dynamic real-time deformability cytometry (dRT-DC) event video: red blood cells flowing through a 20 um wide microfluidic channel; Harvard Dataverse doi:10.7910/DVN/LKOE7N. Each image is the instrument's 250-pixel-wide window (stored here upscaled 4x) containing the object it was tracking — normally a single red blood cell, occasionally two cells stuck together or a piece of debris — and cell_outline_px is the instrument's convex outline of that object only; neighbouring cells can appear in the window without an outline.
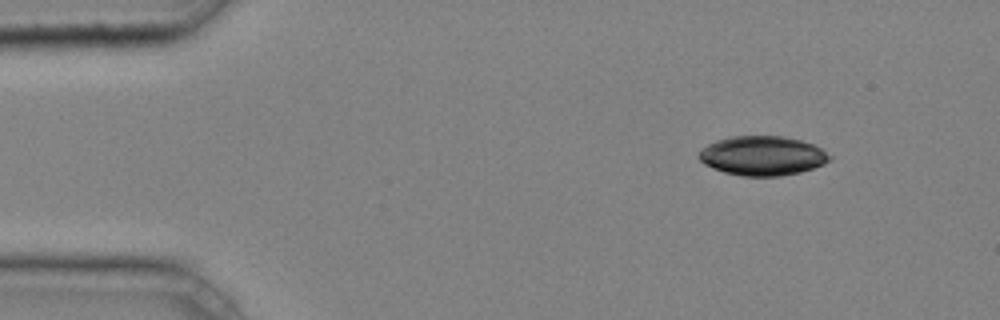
{"species": "common noctule bat (a hibernating species)", "species_latin": "Nyctalus noctula", "temperature_condition": "cold", "stored_images_in_passage": 40, "camera_frame_rate_fps": 3000, "um_per_image_px": 0.085, "animal": {"sex": "male", "body_mass_g": 20.4}, "frame": {"image": 1, "passage_image": 1, "time_ms": 0.0, "image_size_px": [1000, 320], "cell_outline_px": [[832, 160], [824, 164], [800, 172], [780, 176], [740, 176], [724, 172], [712, 168], [704, 164], [696, 156], [700, 148], [716, 140], [732, 136], [784, 136], [800, 140], [812, 144], [820, 148], [832, 156]], "centroid_in_image_um": [64.78, 13.24], "position_along_channel_um": 20.2, "area_um2": 30.23}}
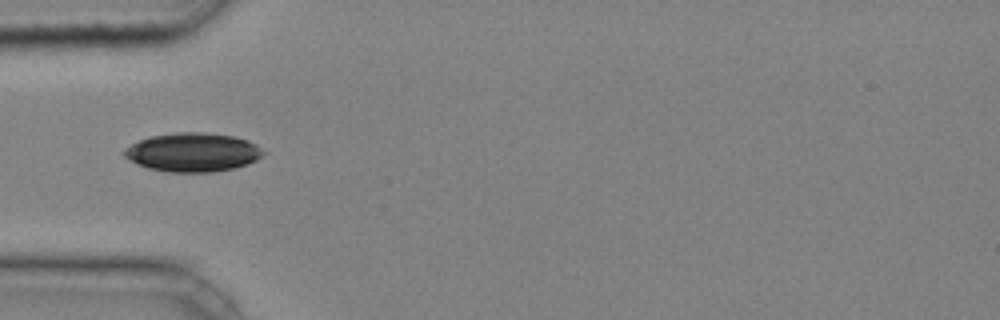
{"frame": {"image": 2, "passage_image": 10, "time_ms": 3.0, "image_size_px": [1000, 320], "cell_outline_px": [[268, 152], [256, 160], [232, 168], [212, 172], [172, 172], [148, 168], [124, 156], [124, 148], [140, 140], [152, 136], [176, 132], [204, 132], [232, 136], [248, 140], [256, 144]], "centroid_in_image_um": [16.43, 12.93], "position_along_channel_um": 68.6, "area_um2": 31.15}}
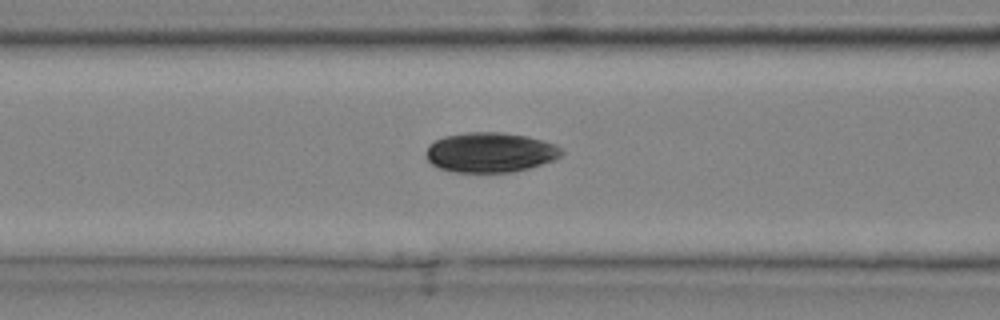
{"frame": {"image": 3, "passage_image": 14, "time_ms": 4.333, "image_size_px": [1000, 320], "cell_outline_px": [[564, 152], [556, 160], [528, 168], [512, 172], [456, 172], [440, 168], [432, 164], [428, 160], [428, 144], [444, 136], [468, 132], [504, 132], [524, 136], [556, 144]], "centroid_in_image_um": [41.69, 12.95], "position_along_channel_um": 124.9, "area_um2": 31.33}}